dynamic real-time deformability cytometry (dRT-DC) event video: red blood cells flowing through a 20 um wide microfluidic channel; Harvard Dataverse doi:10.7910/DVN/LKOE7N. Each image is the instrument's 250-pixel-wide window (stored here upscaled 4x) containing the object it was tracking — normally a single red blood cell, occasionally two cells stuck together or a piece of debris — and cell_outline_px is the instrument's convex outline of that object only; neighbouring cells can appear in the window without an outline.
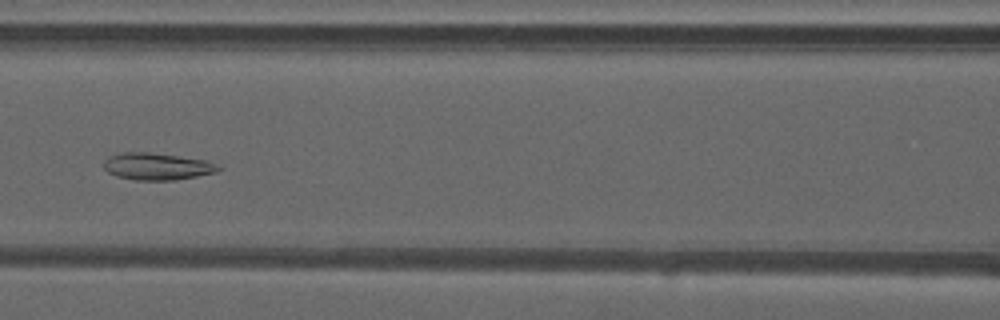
{"species": "common noctule bat (a hibernating species)", "species_latin": "Nyctalus noctula", "temperature_condition": "warm", "stored_images_in_passage": 50, "camera_frame_rate_fps": 3000, "um_per_image_px": 0.085, "animal": {"sex": "male", "forearm_length_mm": 52.5}, "frame": {"image": 1, "passage_image": 23, "time_ms": 7.333, "image_size_px": [1000, 320], "cell_outline_px": [[224, 168], [216, 172], [176, 180], [136, 180], [116, 176], [108, 172], [104, 168], [104, 160], [108, 156], [124, 152], [148, 152], [208, 160]], "centroid_in_image_um": [13.36, 14.14], "position_along_channel_um": 153.2, "area_um2": 18.09}}
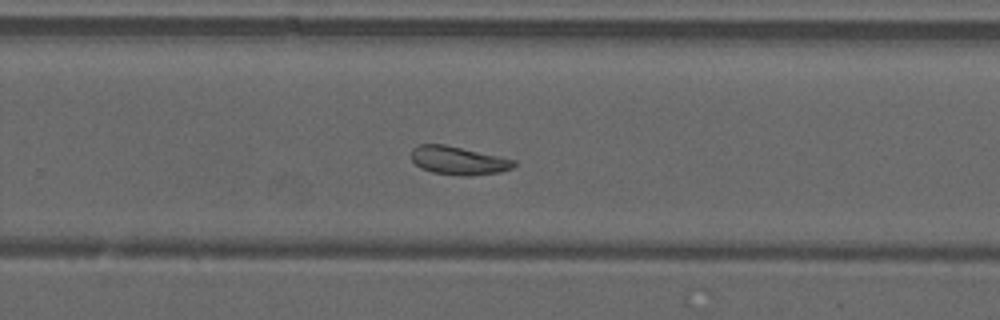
{"frame": {"image": 2, "passage_image": 33, "time_ms": 10.667, "image_size_px": [1000, 320], "cell_outline_px": [[516, 164], [512, 168], [500, 172], [464, 176], [432, 172], [420, 168], [412, 160], [412, 148], [420, 144], [444, 144], [516, 160]], "centroid_in_image_um": [38.95, 13.64], "position_along_channel_um": 290.8, "area_um2": 16.76}}
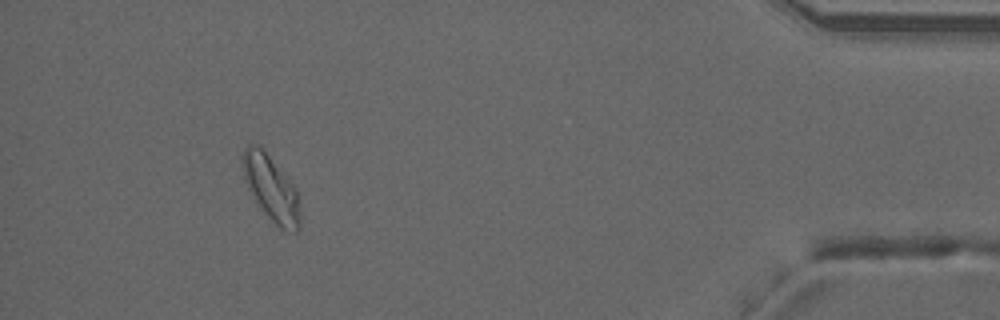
{"frame": {"image": 3, "passage_image": 46, "time_ms": 15.0, "image_size_px": [1000, 320], "cell_outline_px": [[300, 228], [296, 232], [288, 232], [280, 228], [264, 212], [248, 188], [244, 180], [240, 160], [244, 148], [248, 144], [260, 144], [296, 188], [300, 212]], "centroid_in_image_um": [23.03, 15.97], "position_along_channel_um": 412.2, "area_um2": 22.02}, "authors_computed_cell_mechanics": {"area_um2": 20.7502, "velocity_mm_per_s": 4.1517, "shape_relaxation_time_tau1_ms": null, "shape_relaxation_time_tau2_ms": 2.9194, "deformation_change_tau1": null, "deformation_change_tau2": 0.0742}}